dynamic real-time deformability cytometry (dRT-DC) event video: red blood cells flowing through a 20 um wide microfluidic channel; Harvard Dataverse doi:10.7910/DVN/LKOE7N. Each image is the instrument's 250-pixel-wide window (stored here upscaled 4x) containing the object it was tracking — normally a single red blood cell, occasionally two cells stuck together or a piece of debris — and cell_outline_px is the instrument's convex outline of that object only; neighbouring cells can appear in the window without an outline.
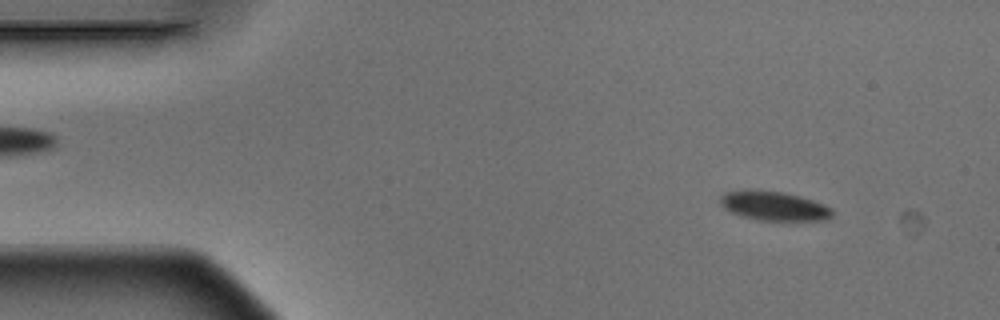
{"species": "Egyptian fruit bat (a non-hibernating species)", "species_latin": "Rousettus aegyptiacus", "temperature_condition": "warm", "stored_images_in_passage": 3, "camera_frame_rate_fps": 3000, "um_per_image_px": 0.085, "animal": {"sex": "male"}, "frame": {"image": 1, "passage_image": 1, "time_ms": 0.0, "image_size_px": [1000, 320], "cell_outline_px": [[832, 216], [828, 220], [760, 220], [744, 216], [732, 212], [724, 208], [720, 204], [720, 196], [724, 192], [748, 188], [784, 192], [800, 196], [812, 200], [832, 208]], "centroid_in_image_um": [65.75, 17.48], "position_along_channel_um": 19.2, "area_um2": 19.19}}
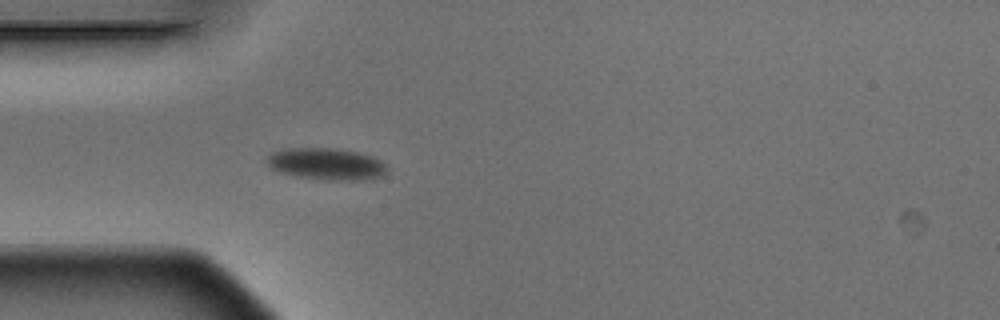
{"frame": {"image": 2, "passage_image": 3, "time_ms": 0.667, "image_size_px": [1000, 320], "cell_outline_px": [[388, 168], [380, 176], [360, 180], [336, 180], [296, 176], [272, 168], [268, 164], [268, 156], [272, 152], [280, 148], [332, 148], [356, 152], [372, 156], [388, 164]], "centroid_in_image_um": [27.76, 13.92], "position_along_channel_um": 57.2, "area_um2": 21.91}}